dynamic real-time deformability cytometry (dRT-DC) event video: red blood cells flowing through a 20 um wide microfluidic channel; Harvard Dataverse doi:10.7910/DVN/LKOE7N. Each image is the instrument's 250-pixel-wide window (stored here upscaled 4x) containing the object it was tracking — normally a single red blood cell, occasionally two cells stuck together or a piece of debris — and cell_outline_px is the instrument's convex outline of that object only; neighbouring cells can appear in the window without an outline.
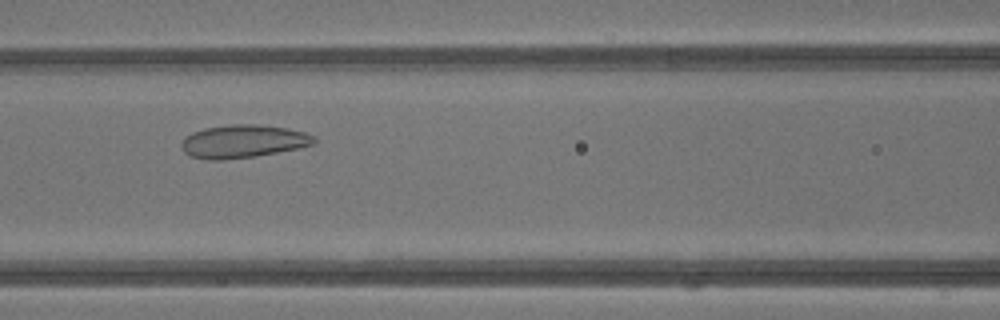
{"species": "common noctule bat (a hibernating species)", "species_latin": "Nyctalus noctula", "temperature_condition": "warm", "stored_images_in_passage": 38, "camera_frame_rate_fps": 3000, "um_per_image_px": 0.085, "animal": {"sex": "male", "body_mass_g": 13.3}, "frame": {"image": 1, "passage_image": 14, "time_ms": 4.333, "image_size_px": [1000, 320], "cell_outline_px": [[316, 140], [312, 144], [300, 148], [256, 156], [224, 160], [208, 160], [188, 156], [180, 148], [180, 144], [184, 136], [192, 132], [204, 128], [232, 124], [256, 124], [288, 128], [304, 132], [316, 136]], "centroid_in_image_um": [20.62, 12.02], "position_along_channel_um": 146.0, "area_um2": 25.89}}
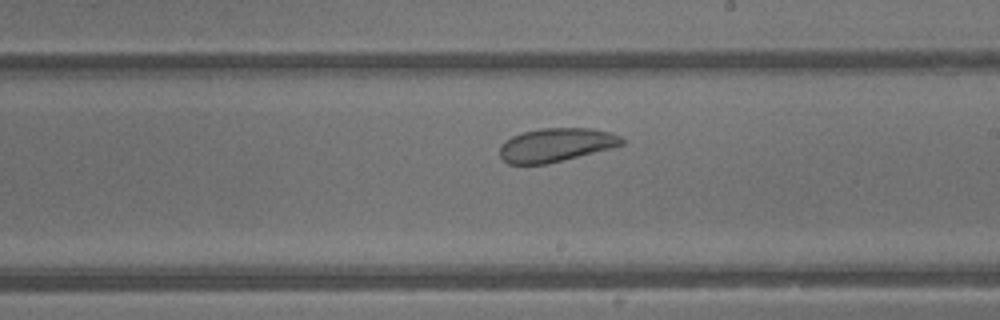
{"frame": {"image": 2, "passage_image": 20, "time_ms": 6.333, "image_size_px": [1000, 320], "cell_outline_px": [[624, 144], [612, 148], [548, 164], [508, 164], [500, 156], [500, 144], [504, 140], [520, 132], [540, 128], [592, 128], [612, 132], [620, 136], [624, 140]], "centroid_in_image_um": [47.25, 12.31], "position_along_channel_um": 241.7, "area_um2": 24.22}}
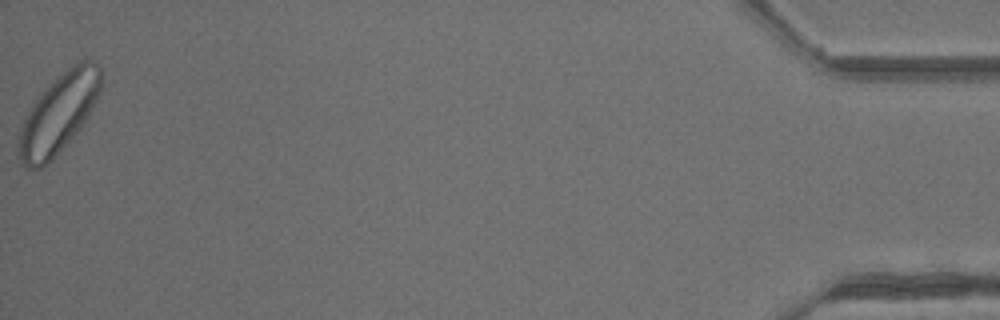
{"frame": {"image": 3, "passage_image": 38, "time_ms": 12.333, "image_size_px": [1000, 320], "cell_outline_px": [[104, 80], [100, 92], [80, 128], [48, 164], [40, 168], [24, 168], [16, 152], [16, 144], [20, 128], [24, 120], [36, 100], [64, 72], [80, 60], [92, 60], [104, 72]], "centroid_in_image_um": [4.99, 9.7], "position_along_channel_um": 430.2, "area_um2": 37.4}, "authors_computed_cell_mechanics": {"area_um2": 28.9867, "velocity_mm_per_s": 4.8057, "shape_relaxation_time_tau1_ms": 1.8377, "shape_relaxation_time_tau2_ms": 3.4543, "deformation_change_tau1": 0.0468, "deformation_change_tau2": 0.1099}}